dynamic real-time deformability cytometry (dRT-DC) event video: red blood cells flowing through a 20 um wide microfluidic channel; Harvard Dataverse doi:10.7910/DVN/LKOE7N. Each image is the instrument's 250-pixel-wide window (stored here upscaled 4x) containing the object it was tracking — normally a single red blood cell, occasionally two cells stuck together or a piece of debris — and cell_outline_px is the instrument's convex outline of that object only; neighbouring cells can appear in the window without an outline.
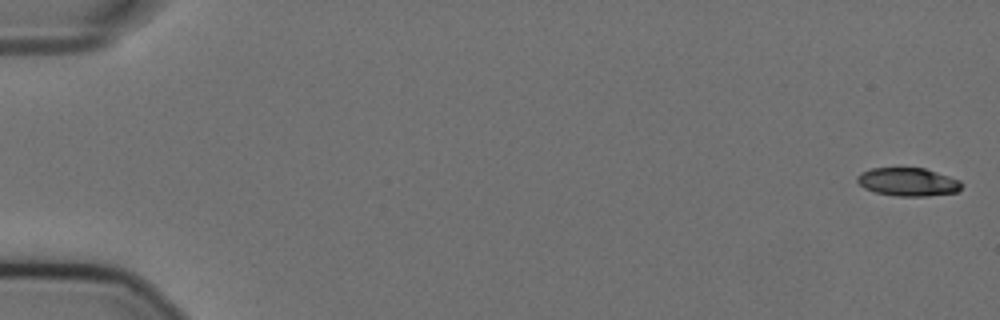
{"species": "Egyptian fruit bat (a non-hibernating species)", "species_latin": "Rousettus aegyptiacus", "temperature_condition": "cold", "stored_images_in_passage": 23, "camera_frame_rate_fps": 3000, "um_per_image_px": 0.085, "animal": {"sex": "female"}, "frame": {"image": 1, "passage_image": 1, "time_ms": 0.0, "image_size_px": [1000, 320], "cell_outline_px": [[964, 184], [956, 192], [928, 196], [896, 196], [876, 192], [864, 188], [856, 180], [856, 176], [860, 172], [872, 168], [924, 168], [960, 180]], "centroid_in_image_um": [77.16, 15.46], "position_along_channel_um": 7.8, "area_um2": 17.17}}
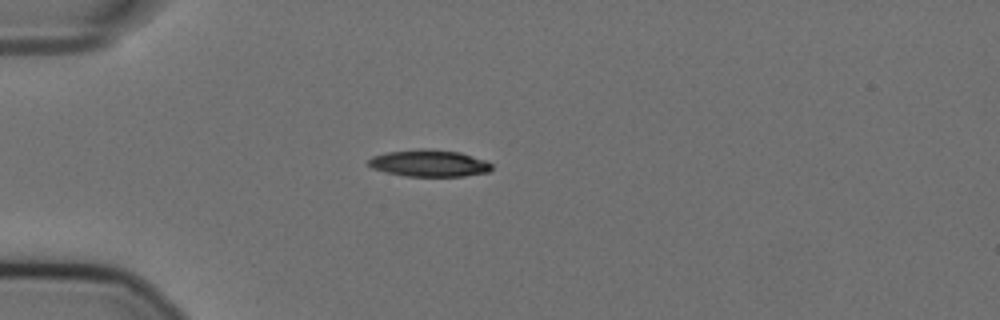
{"frame": {"image": 2, "passage_image": 16, "time_ms": 5.0, "image_size_px": [1000, 320], "cell_outline_px": [[492, 168], [488, 172], [464, 176], [408, 176], [384, 172], [372, 168], [368, 164], [368, 160], [372, 156], [388, 152], [420, 148], [424, 148], [460, 152], [484, 160], [492, 164]], "centroid_in_image_um": [36.46, 13.87], "position_along_channel_um": 48.5, "area_um2": 19.25}}
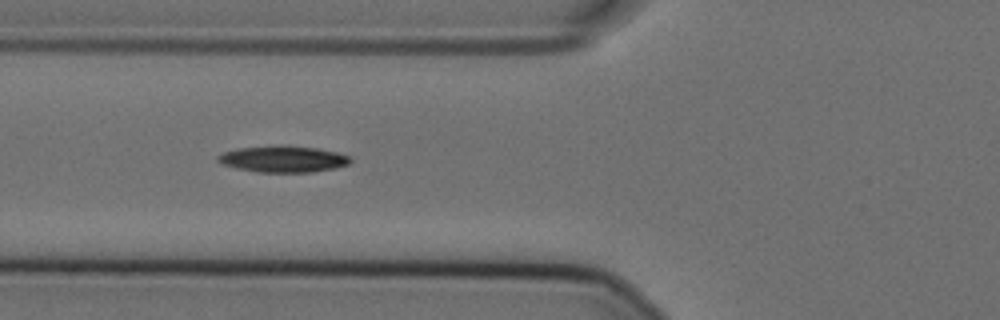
{"frame": {"image": 3, "passage_image": 22, "time_ms": 7.0, "image_size_px": [1000, 320], "cell_outline_px": [[352, 160], [348, 164], [336, 168], [312, 172], [256, 172], [236, 168], [220, 164], [216, 160], [216, 156], [224, 152], [236, 148], [284, 144], [316, 148], [336, 152], [348, 156]], "centroid_in_image_um": [24.01, 13.51], "position_along_channel_um": 101.8, "area_um2": 20.69}}